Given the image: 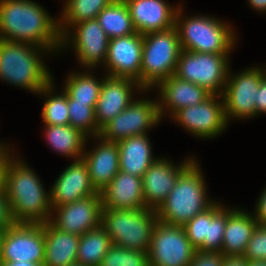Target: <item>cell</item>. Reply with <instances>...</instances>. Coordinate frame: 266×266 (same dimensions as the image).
I'll return each mask as SVG.
<instances>
[{
  "label": "cell",
  "instance_id": "35",
  "mask_svg": "<svg viewBox=\"0 0 266 266\" xmlns=\"http://www.w3.org/2000/svg\"><path fill=\"white\" fill-rule=\"evenodd\" d=\"M99 266H150V263L147 252L112 244Z\"/></svg>",
  "mask_w": 266,
  "mask_h": 266
},
{
  "label": "cell",
  "instance_id": "48",
  "mask_svg": "<svg viewBox=\"0 0 266 266\" xmlns=\"http://www.w3.org/2000/svg\"><path fill=\"white\" fill-rule=\"evenodd\" d=\"M69 266H85V265H81V264L76 263V264L69 265Z\"/></svg>",
  "mask_w": 266,
  "mask_h": 266
},
{
  "label": "cell",
  "instance_id": "20",
  "mask_svg": "<svg viewBox=\"0 0 266 266\" xmlns=\"http://www.w3.org/2000/svg\"><path fill=\"white\" fill-rule=\"evenodd\" d=\"M49 193L50 204L54 208L96 195L98 192L91 184L86 163L80 159L74 160L61 173Z\"/></svg>",
  "mask_w": 266,
  "mask_h": 266
},
{
  "label": "cell",
  "instance_id": "19",
  "mask_svg": "<svg viewBox=\"0 0 266 266\" xmlns=\"http://www.w3.org/2000/svg\"><path fill=\"white\" fill-rule=\"evenodd\" d=\"M133 88L144 91L137 81L130 78L108 75L103 78L100 95L95 106V119L99 129L125 110L133 101Z\"/></svg>",
  "mask_w": 266,
  "mask_h": 266
},
{
  "label": "cell",
  "instance_id": "43",
  "mask_svg": "<svg viewBox=\"0 0 266 266\" xmlns=\"http://www.w3.org/2000/svg\"><path fill=\"white\" fill-rule=\"evenodd\" d=\"M0 266H44L43 263L21 262V261H0Z\"/></svg>",
  "mask_w": 266,
  "mask_h": 266
},
{
  "label": "cell",
  "instance_id": "32",
  "mask_svg": "<svg viewBox=\"0 0 266 266\" xmlns=\"http://www.w3.org/2000/svg\"><path fill=\"white\" fill-rule=\"evenodd\" d=\"M103 79L97 80L92 74L71 73L67 77L64 91L67 95L82 103H97Z\"/></svg>",
  "mask_w": 266,
  "mask_h": 266
},
{
  "label": "cell",
  "instance_id": "30",
  "mask_svg": "<svg viewBox=\"0 0 266 266\" xmlns=\"http://www.w3.org/2000/svg\"><path fill=\"white\" fill-rule=\"evenodd\" d=\"M111 246L109 235L100 225L80 235L77 263L85 266H99Z\"/></svg>",
  "mask_w": 266,
  "mask_h": 266
},
{
  "label": "cell",
  "instance_id": "41",
  "mask_svg": "<svg viewBox=\"0 0 266 266\" xmlns=\"http://www.w3.org/2000/svg\"><path fill=\"white\" fill-rule=\"evenodd\" d=\"M256 205L254 218L258 224L266 225V188L260 195Z\"/></svg>",
  "mask_w": 266,
  "mask_h": 266
},
{
  "label": "cell",
  "instance_id": "42",
  "mask_svg": "<svg viewBox=\"0 0 266 266\" xmlns=\"http://www.w3.org/2000/svg\"><path fill=\"white\" fill-rule=\"evenodd\" d=\"M223 266H248V260L243 256H225Z\"/></svg>",
  "mask_w": 266,
  "mask_h": 266
},
{
  "label": "cell",
  "instance_id": "29",
  "mask_svg": "<svg viewBox=\"0 0 266 266\" xmlns=\"http://www.w3.org/2000/svg\"><path fill=\"white\" fill-rule=\"evenodd\" d=\"M109 39L136 33L129 8L124 0H114L96 18Z\"/></svg>",
  "mask_w": 266,
  "mask_h": 266
},
{
  "label": "cell",
  "instance_id": "26",
  "mask_svg": "<svg viewBox=\"0 0 266 266\" xmlns=\"http://www.w3.org/2000/svg\"><path fill=\"white\" fill-rule=\"evenodd\" d=\"M258 222L253 214L229 209L221 252L225 256H243Z\"/></svg>",
  "mask_w": 266,
  "mask_h": 266
},
{
  "label": "cell",
  "instance_id": "12",
  "mask_svg": "<svg viewBox=\"0 0 266 266\" xmlns=\"http://www.w3.org/2000/svg\"><path fill=\"white\" fill-rule=\"evenodd\" d=\"M228 74L222 94L227 122L230 118H249L256 116L255 100L261 80L262 68L251 67L238 75Z\"/></svg>",
  "mask_w": 266,
  "mask_h": 266
},
{
  "label": "cell",
  "instance_id": "47",
  "mask_svg": "<svg viewBox=\"0 0 266 266\" xmlns=\"http://www.w3.org/2000/svg\"><path fill=\"white\" fill-rule=\"evenodd\" d=\"M0 148H8L5 144L0 143Z\"/></svg>",
  "mask_w": 266,
  "mask_h": 266
},
{
  "label": "cell",
  "instance_id": "39",
  "mask_svg": "<svg viewBox=\"0 0 266 266\" xmlns=\"http://www.w3.org/2000/svg\"><path fill=\"white\" fill-rule=\"evenodd\" d=\"M12 155L7 148H0V192L5 189L6 171Z\"/></svg>",
  "mask_w": 266,
  "mask_h": 266
},
{
  "label": "cell",
  "instance_id": "18",
  "mask_svg": "<svg viewBox=\"0 0 266 266\" xmlns=\"http://www.w3.org/2000/svg\"><path fill=\"white\" fill-rule=\"evenodd\" d=\"M195 159L185 160L175 166L168 159H157L142 176L143 196L146 208L157 210L174 188L179 175Z\"/></svg>",
  "mask_w": 266,
  "mask_h": 266
},
{
  "label": "cell",
  "instance_id": "11",
  "mask_svg": "<svg viewBox=\"0 0 266 266\" xmlns=\"http://www.w3.org/2000/svg\"><path fill=\"white\" fill-rule=\"evenodd\" d=\"M44 223H14L5 230L0 261L44 263Z\"/></svg>",
  "mask_w": 266,
  "mask_h": 266
},
{
  "label": "cell",
  "instance_id": "10",
  "mask_svg": "<svg viewBox=\"0 0 266 266\" xmlns=\"http://www.w3.org/2000/svg\"><path fill=\"white\" fill-rule=\"evenodd\" d=\"M158 101L139 99L117 114L100 129V134L107 141L118 142L131 136L147 134L160 122Z\"/></svg>",
  "mask_w": 266,
  "mask_h": 266
},
{
  "label": "cell",
  "instance_id": "27",
  "mask_svg": "<svg viewBox=\"0 0 266 266\" xmlns=\"http://www.w3.org/2000/svg\"><path fill=\"white\" fill-rule=\"evenodd\" d=\"M148 134L131 136L118 141L120 171L142 177L158 158L152 155Z\"/></svg>",
  "mask_w": 266,
  "mask_h": 266
},
{
  "label": "cell",
  "instance_id": "34",
  "mask_svg": "<svg viewBox=\"0 0 266 266\" xmlns=\"http://www.w3.org/2000/svg\"><path fill=\"white\" fill-rule=\"evenodd\" d=\"M67 105L69 109V125L79 129L87 137L94 138L100 134L95 119L96 103L76 102L67 95Z\"/></svg>",
  "mask_w": 266,
  "mask_h": 266
},
{
  "label": "cell",
  "instance_id": "16",
  "mask_svg": "<svg viewBox=\"0 0 266 266\" xmlns=\"http://www.w3.org/2000/svg\"><path fill=\"white\" fill-rule=\"evenodd\" d=\"M102 197L98 192L87 198L52 208L56 217L50 222L59 230L83 235L101 225Z\"/></svg>",
  "mask_w": 266,
  "mask_h": 266
},
{
  "label": "cell",
  "instance_id": "31",
  "mask_svg": "<svg viewBox=\"0 0 266 266\" xmlns=\"http://www.w3.org/2000/svg\"><path fill=\"white\" fill-rule=\"evenodd\" d=\"M114 0H66L62 17L59 20V32L64 36L78 22L97 18L98 14ZM62 22V23H61ZM70 27V28H69Z\"/></svg>",
  "mask_w": 266,
  "mask_h": 266
},
{
  "label": "cell",
  "instance_id": "44",
  "mask_svg": "<svg viewBox=\"0 0 266 266\" xmlns=\"http://www.w3.org/2000/svg\"><path fill=\"white\" fill-rule=\"evenodd\" d=\"M249 3L257 11L266 12V0H249Z\"/></svg>",
  "mask_w": 266,
  "mask_h": 266
},
{
  "label": "cell",
  "instance_id": "45",
  "mask_svg": "<svg viewBox=\"0 0 266 266\" xmlns=\"http://www.w3.org/2000/svg\"><path fill=\"white\" fill-rule=\"evenodd\" d=\"M248 266H266V260L248 261Z\"/></svg>",
  "mask_w": 266,
  "mask_h": 266
},
{
  "label": "cell",
  "instance_id": "3",
  "mask_svg": "<svg viewBox=\"0 0 266 266\" xmlns=\"http://www.w3.org/2000/svg\"><path fill=\"white\" fill-rule=\"evenodd\" d=\"M204 177L194 160L178 177L166 200L156 210L159 221L169 225L184 226L214 201L206 194Z\"/></svg>",
  "mask_w": 266,
  "mask_h": 266
},
{
  "label": "cell",
  "instance_id": "38",
  "mask_svg": "<svg viewBox=\"0 0 266 266\" xmlns=\"http://www.w3.org/2000/svg\"><path fill=\"white\" fill-rule=\"evenodd\" d=\"M15 222L13 221L10 213V206L5 192H0V229H7Z\"/></svg>",
  "mask_w": 266,
  "mask_h": 266
},
{
  "label": "cell",
  "instance_id": "23",
  "mask_svg": "<svg viewBox=\"0 0 266 266\" xmlns=\"http://www.w3.org/2000/svg\"><path fill=\"white\" fill-rule=\"evenodd\" d=\"M100 141L93 150L82 155L86 163L90 181L97 192H101L120 171L118 143L107 141L101 136H96Z\"/></svg>",
  "mask_w": 266,
  "mask_h": 266
},
{
  "label": "cell",
  "instance_id": "24",
  "mask_svg": "<svg viewBox=\"0 0 266 266\" xmlns=\"http://www.w3.org/2000/svg\"><path fill=\"white\" fill-rule=\"evenodd\" d=\"M100 193L103 208H146L143 196L142 177L119 171Z\"/></svg>",
  "mask_w": 266,
  "mask_h": 266
},
{
  "label": "cell",
  "instance_id": "22",
  "mask_svg": "<svg viewBox=\"0 0 266 266\" xmlns=\"http://www.w3.org/2000/svg\"><path fill=\"white\" fill-rule=\"evenodd\" d=\"M156 88L160 89L159 100L161 102L158 100V107L161 120L165 110H168L172 114L170 116H173L178 110L200 104L212 95L205 88L179 79L174 75L164 79Z\"/></svg>",
  "mask_w": 266,
  "mask_h": 266
},
{
  "label": "cell",
  "instance_id": "49",
  "mask_svg": "<svg viewBox=\"0 0 266 266\" xmlns=\"http://www.w3.org/2000/svg\"><path fill=\"white\" fill-rule=\"evenodd\" d=\"M264 77L266 78V69H263Z\"/></svg>",
  "mask_w": 266,
  "mask_h": 266
},
{
  "label": "cell",
  "instance_id": "21",
  "mask_svg": "<svg viewBox=\"0 0 266 266\" xmlns=\"http://www.w3.org/2000/svg\"><path fill=\"white\" fill-rule=\"evenodd\" d=\"M129 8L134 28L139 34L166 31L175 26L178 8L164 0H124Z\"/></svg>",
  "mask_w": 266,
  "mask_h": 266
},
{
  "label": "cell",
  "instance_id": "40",
  "mask_svg": "<svg viewBox=\"0 0 266 266\" xmlns=\"http://www.w3.org/2000/svg\"><path fill=\"white\" fill-rule=\"evenodd\" d=\"M256 115L266 113V78L264 77L257 91V100H255Z\"/></svg>",
  "mask_w": 266,
  "mask_h": 266
},
{
  "label": "cell",
  "instance_id": "6",
  "mask_svg": "<svg viewBox=\"0 0 266 266\" xmlns=\"http://www.w3.org/2000/svg\"><path fill=\"white\" fill-rule=\"evenodd\" d=\"M180 8L178 6L175 15V27L181 50L214 54H229L232 51L236 38L229 25L209 16L196 15L182 19Z\"/></svg>",
  "mask_w": 266,
  "mask_h": 266
},
{
  "label": "cell",
  "instance_id": "1",
  "mask_svg": "<svg viewBox=\"0 0 266 266\" xmlns=\"http://www.w3.org/2000/svg\"><path fill=\"white\" fill-rule=\"evenodd\" d=\"M0 39L47 49L62 47L59 22L30 0H0Z\"/></svg>",
  "mask_w": 266,
  "mask_h": 266
},
{
  "label": "cell",
  "instance_id": "28",
  "mask_svg": "<svg viewBox=\"0 0 266 266\" xmlns=\"http://www.w3.org/2000/svg\"><path fill=\"white\" fill-rule=\"evenodd\" d=\"M45 138L55 151L72 157L76 160L82 159L87 136L79 129L71 125H45ZM78 158V159H77Z\"/></svg>",
  "mask_w": 266,
  "mask_h": 266
},
{
  "label": "cell",
  "instance_id": "14",
  "mask_svg": "<svg viewBox=\"0 0 266 266\" xmlns=\"http://www.w3.org/2000/svg\"><path fill=\"white\" fill-rule=\"evenodd\" d=\"M228 209L216 201L184 226L187 238L196 250L221 252Z\"/></svg>",
  "mask_w": 266,
  "mask_h": 266
},
{
  "label": "cell",
  "instance_id": "2",
  "mask_svg": "<svg viewBox=\"0 0 266 266\" xmlns=\"http://www.w3.org/2000/svg\"><path fill=\"white\" fill-rule=\"evenodd\" d=\"M32 170L13 157L7 167L4 192L15 223L43 224L54 217L50 193Z\"/></svg>",
  "mask_w": 266,
  "mask_h": 266
},
{
  "label": "cell",
  "instance_id": "15",
  "mask_svg": "<svg viewBox=\"0 0 266 266\" xmlns=\"http://www.w3.org/2000/svg\"><path fill=\"white\" fill-rule=\"evenodd\" d=\"M71 28L73 30V37L71 32L64 34L62 36V48L63 46L64 48L68 46L71 42L70 40H72L73 44L71 45L74 46L73 48L80 64L82 63L90 69L99 63L103 62L102 64H105L109 38L100 26L99 21L96 18L85 20L78 22ZM73 28H75V31Z\"/></svg>",
  "mask_w": 266,
  "mask_h": 266
},
{
  "label": "cell",
  "instance_id": "13",
  "mask_svg": "<svg viewBox=\"0 0 266 266\" xmlns=\"http://www.w3.org/2000/svg\"><path fill=\"white\" fill-rule=\"evenodd\" d=\"M222 95H211L204 102L184 107L172 117L191 134L200 138H212L226 129L228 124L225 116Z\"/></svg>",
  "mask_w": 266,
  "mask_h": 266
},
{
  "label": "cell",
  "instance_id": "8",
  "mask_svg": "<svg viewBox=\"0 0 266 266\" xmlns=\"http://www.w3.org/2000/svg\"><path fill=\"white\" fill-rule=\"evenodd\" d=\"M228 57L229 54L181 50L174 76L199 85L212 95H222L230 71Z\"/></svg>",
  "mask_w": 266,
  "mask_h": 266
},
{
  "label": "cell",
  "instance_id": "17",
  "mask_svg": "<svg viewBox=\"0 0 266 266\" xmlns=\"http://www.w3.org/2000/svg\"><path fill=\"white\" fill-rule=\"evenodd\" d=\"M143 52V34L138 32L124 37L109 39L104 67L107 75L130 78L140 85V70Z\"/></svg>",
  "mask_w": 266,
  "mask_h": 266
},
{
  "label": "cell",
  "instance_id": "36",
  "mask_svg": "<svg viewBox=\"0 0 266 266\" xmlns=\"http://www.w3.org/2000/svg\"><path fill=\"white\" fill-rule=\"evenodd\" d=\"M243 257L248 261L266 260V225L258 224Z\"/></svg>",
  "mask_w": 266,
  "mask_h": 266
},
{
  "label": "cell",
  "instance_id": "9",
  "mask_svg": "<svg viewBox=\"0 0 266 266\" xmlns=\"http://www.w3.org/2000/svg\"><path fill=\"white\" fill-rule=\"evenodd\" d=\"M195 252L183 226L157 222L148 252L150 266H189Z\"/></svg>",
  "mask_w": 266,
  "mask_h": 266
},
{
  "label": "cell",
  "instance_id": "25",
  "mask_svg": "<svg viewBox=\"0 0 266 266\" xmlns=\"http://www.w3.org/2000/svg\"><path fill=\"white\" fill-rule=\"evenodd\" d=\"M44 266H69L77 263L80 236L56 228L50 221L44 223Z\"/></svg>",
  "mask_w": 266,
  "mask_h": 266
},
{
  "label": "cell",
  "instance_id": "46",
  "mask_svg": "<svg viewBox=\"0 0 266 266\" xmlns=\"http://www.w3.org/2000/svg\"><path fill=\"white\" fill-rule=\"evenodd\" d=\"M5 233V229H0V256H1V247H2V239Z\"/></svg>",
  "mask_w": 266,
  "mask_h": 266
},
{
  "label": "cell",
  "instance_id": "33",
  "mask_svg": "<svg viewBox=\"0 0 266 266\" xmlns=\"http://www.w3.org/2000/svg\"><path fill=\"white\" fill-rule=\"evenodd\" d=\"M54 85L51 80L38 94L47 95L42 108V119L45 125H69V109L67 105V93L63 90L60 95L52 91ZM53 93V94H52Z\"/></svg>",
  "mask_w": 266,
  "mask_h": 266
},
{
  "label": "cell",
  "instance_id": "7",
  "mask_svg": "<svg viewBox=\"0 0 266 266\" xmlns=\"http://www.w3.org/2000/svg\"><path fill=\"white\" fill-rule=\"evenodd\" d=\"M181 52L177 28L143 34L140 87L145 91L174 75Z\"/></svg>",
  "mask_w": 266,
  "mask_h": 266
},
{
  "label": "cell",
  "instance_id": "4",
  "mask_svg": "<svg viewBox=\"0 0 266 266\" xmlns=\"http://www.w3.org/2000/svg\"><path fill=\"white\" fill-rule=\"evenodd\" d=\"M44 51L49 52L36 45L0 39V78L39 93L52 80L41 59Z\"/></svg>",
  "mask_w": 266,
  "mask_h": 266
},
{
  "label": "cell",
  "instance_id": "5",
  "mask_svg": "<svg viewBox=\"0 0 266 266\" xmlns=\"http://www.w3.org/2000/svg\"><path fill=\"white\" fill-rule=\"evenodd\" d=\"M158 221L156 210L152 208H103L101 215V226L112 244L147 253Z\"/></svg>",
  "mask_w": 266,
  "mask_h": 266
},
{
  "label": "cell",
  "instance_id": "37",
  "mask_svg": "<svg viewBox=\"0 0 266 266\" xmlns=\"http://www.w3.org/2000/svg\"><path fill=\"white\" fill-rule=\"evenodd\" d=\"M224 257L222 252L196 250L189 266H223Z\"/></svg>",
  "mask_w": 266,
  "mask_h": 266
}]
</instances>
